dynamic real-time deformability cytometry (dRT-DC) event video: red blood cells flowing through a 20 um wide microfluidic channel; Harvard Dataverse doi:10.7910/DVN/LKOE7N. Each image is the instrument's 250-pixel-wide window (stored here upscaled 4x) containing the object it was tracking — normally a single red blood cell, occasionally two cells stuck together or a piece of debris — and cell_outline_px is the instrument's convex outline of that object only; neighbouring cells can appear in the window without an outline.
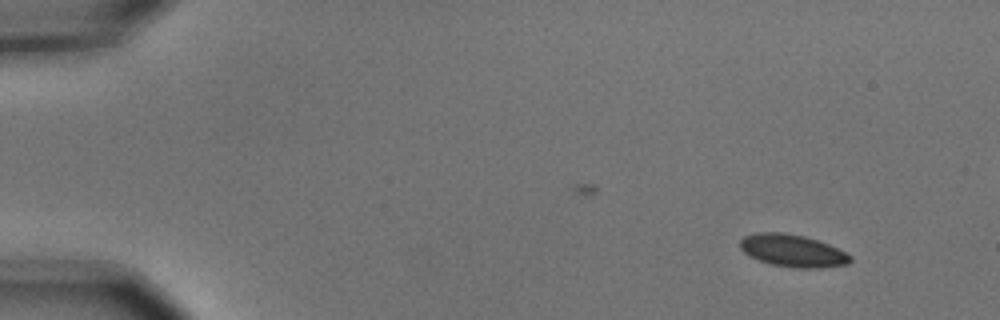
{"species": "common noctule bat (a hibernating species)", "species_latin": "Nyctalus noctula", "temperature_condition": "cold", "stored_images_in_passage": 5, "camera_frame_rate_fps": 3000, "um_per_image_px": 0.085, "animal": {"sex": "male", "body_mass_g": 15.6}, "frame": {"image": 1, "passage_image": 1, "time_ms": 0.0, "image_size_px": [1000, 320], "cell_outline_px": [[852, 260], [848, 264], [820, 268], [796, 268], [772, 264], [748, 256], [740, 248], [740, 240], [744, 236], [756, 232], [784, 232], [804, 236], [828, 244], [852, 256]], "centroid_in_image_um": [67.35, 21.3], "position_along_channel_um": 17.6, "area_um2": 20.75}}